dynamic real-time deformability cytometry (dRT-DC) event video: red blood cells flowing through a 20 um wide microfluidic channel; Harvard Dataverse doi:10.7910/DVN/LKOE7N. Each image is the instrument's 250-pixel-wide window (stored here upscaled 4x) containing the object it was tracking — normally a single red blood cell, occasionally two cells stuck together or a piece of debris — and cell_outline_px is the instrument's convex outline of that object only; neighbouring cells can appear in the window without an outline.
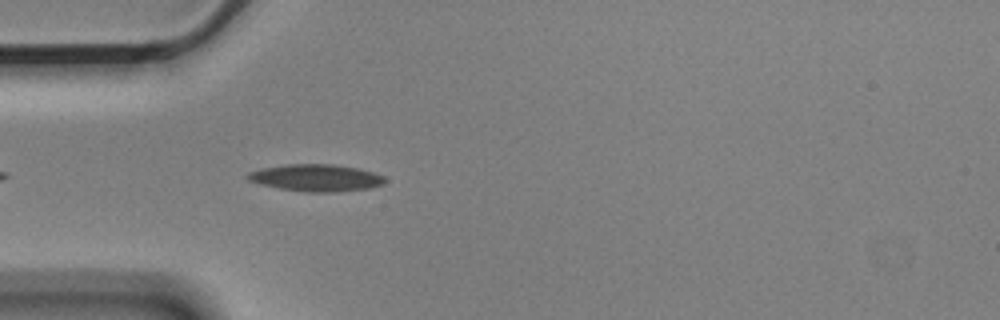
{"species": "Egyptian fruit bat (a non-hibernating species)", "species_latin": "Rousettus aegyptiacus", "temperature_condition": "cold", "stored_images_in_passage": 5, "camera_frame_rate_fps": 3000, "um_per_image_px": 0.085, "animal": {"sex": "male"}, "frame": {"image": 1, "passage_image": 5, "time_ms": 1.333, "image_size_px": [1000, 320], "cell_outline_px": [[384, 184], [368, 188], [336, 192], [304, 192], [280, 188], [260, 184], [248, 180], [244, 176], [248, 172], [260, 168], [284, 164], [332, 164], [356, 168], [372, 172], [384, 176]], "centroid_in_image_um": [26.8, 15.11], "position_along_channel_um": 58.2, "area_um2": 21.62}}